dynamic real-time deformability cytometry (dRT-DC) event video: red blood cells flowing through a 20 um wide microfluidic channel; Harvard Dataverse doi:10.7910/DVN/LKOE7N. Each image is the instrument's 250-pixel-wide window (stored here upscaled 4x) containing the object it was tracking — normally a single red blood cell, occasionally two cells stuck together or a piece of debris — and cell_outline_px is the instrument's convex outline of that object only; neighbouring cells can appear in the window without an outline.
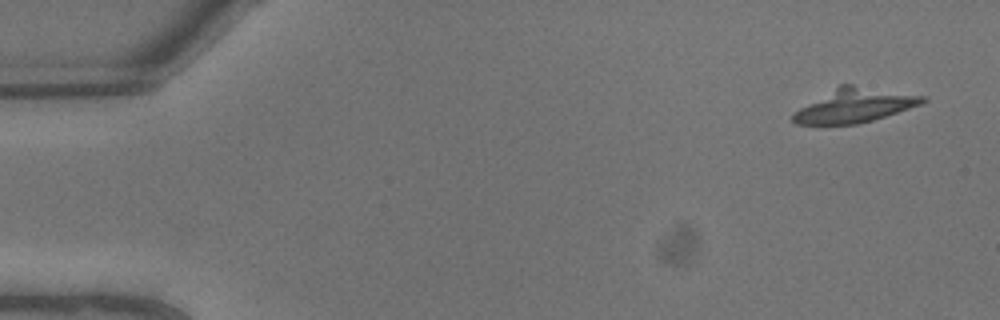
{"species": "common noctule bat (a hibernating species)", "species_latin": "Nyctalus noctula", "temperature_condition": "warm", "stored_images_in_passage": 9, "camera_frame_rate_fps": 3000, "um_per_image_px": 0.085, "animal": {"sex": "male", "body_mass_g": 13.3}, "frame": {"image": 1, "passage_image": 1, "time_ms": 0.0, "image_size_px": [1000, 320], "cell_outline_px": [[928, 100], [920, 104], [872, 120], [856, 124], [796, 124], [792, 120], [792, 112], [840, 84], [852, 84], [928, 96]], "centroid_in_image_um": [72.63, 8.95], "position_along_channel_um": 12.4, "area_um2": 25.43}}
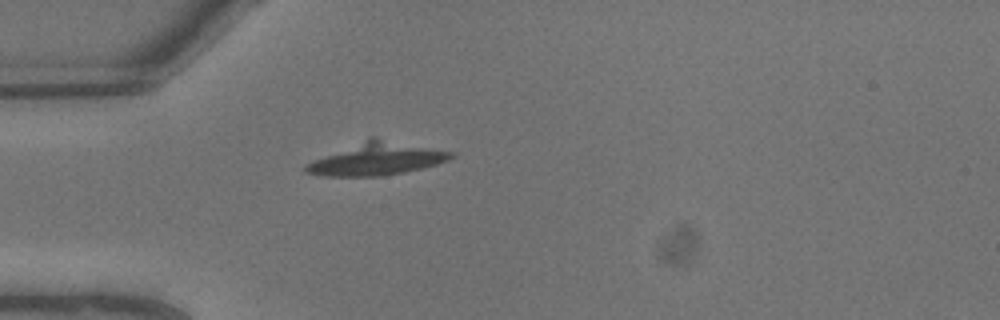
{"frame": {"image": 2, "passage_image": 6, "time_ms": 1.667, "image_size_px": [1000, 320], "cell_outline_px": [[456, 156], [448, 160], [436, 164], [404, 172], [384, 176], [320, 176], [304, 172], [304, 168], [312, 160], [372, 136], [376, 136], [456, 152]], "centroid_in_image_um": [32.06, 13.49], "position_along_channel_um": 52.9, "area_um2": 27.86}}
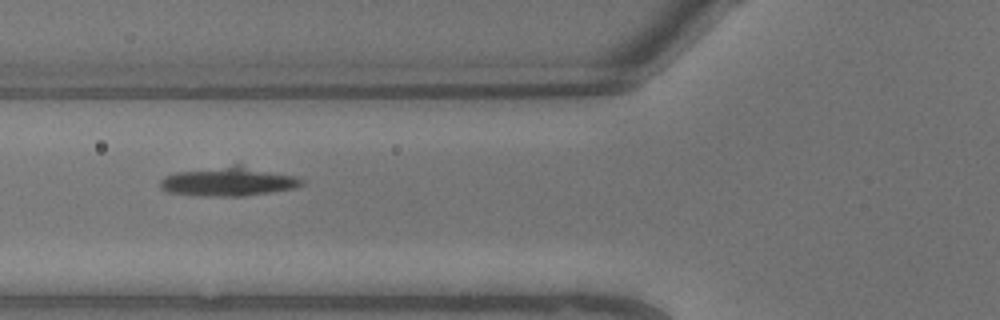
{"frame": {"image": 3, "passage_image": 8, "time_ms": 2.333, "image_size_px": [1000, 320], "cell_outline_px": [[304, 184], [296, 188], [244, 196], [196, 196], [168, 192], [160, 188], [160, 180], [164, 176], [176, 172], [232, 164], [240, 164], [296, 176], [304, 180]], "centroid_in_image_um": [19.42, 15.42], "position_along_channel_um": 106.4, "area_um2": 24.33}}